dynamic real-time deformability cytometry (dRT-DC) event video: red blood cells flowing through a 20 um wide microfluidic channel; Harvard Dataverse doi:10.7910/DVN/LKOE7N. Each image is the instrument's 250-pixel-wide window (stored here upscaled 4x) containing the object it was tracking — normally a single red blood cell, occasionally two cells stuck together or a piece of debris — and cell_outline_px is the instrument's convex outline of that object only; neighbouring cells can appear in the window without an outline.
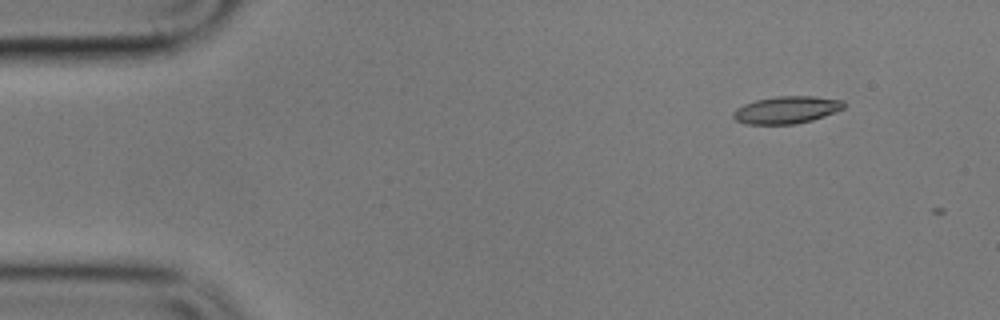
{"species": "common noctule bat (a hibernating species)", "species_latin": "Nyctalus noctula", "temperature_condition": "cold", "stored_images_in_passage": 2, "camera_frame_rate_fps": 3000, "um_per_image_px": 0.085, "animal": {"sex": "male", "body_mass_g": 17.9}, "frame": {"image": 1, "passage_image": 1, "time_ms": 0.0, "image_size_px": [1000, 320], "cell_outline_px": [[844, 108], [824, 116], [812, 120], [796, 124], [744, 124], [736, 120], [732, 116], [732, 112], [736, 108], [744, 104], [756, 100], [776, 96], [816, 96], [844, 100]], "centroid_in_image_um": [66.84, 9.34], "position_along_channel_um": 18.2, "area_um2": 17.69}}